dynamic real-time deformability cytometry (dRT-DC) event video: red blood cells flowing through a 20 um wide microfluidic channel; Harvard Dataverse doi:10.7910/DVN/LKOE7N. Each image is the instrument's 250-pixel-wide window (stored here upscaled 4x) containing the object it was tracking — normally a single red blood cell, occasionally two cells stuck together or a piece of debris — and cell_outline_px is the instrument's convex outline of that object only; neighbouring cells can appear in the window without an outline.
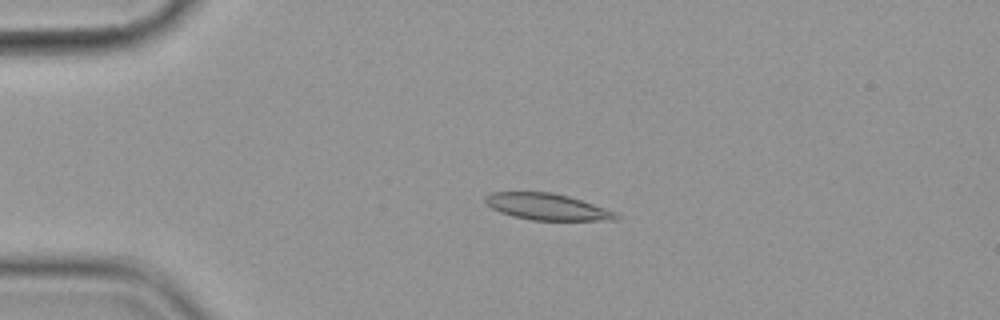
{"species": "common noctule bat (a hibernating species)", "species_latin": "Nyctalus noctula", "temperature_condition": "cold", "stored_images_in_passage": 3, "camera_frame_rate_fps": 3000, "um_per_image_px": 0.085, "animal": {"sex": "female", "body_mass_g": 19.9}, "frame": {"image": 1, "passage_image": 2, "time_ms": 1.667, "image_size_px": [1000, 320], "cell_outline_px": [[620, 216], [616, 220], [532, 220], [512, 216], [500, 212], [492, 208], [484, 200], [484, 196], [492, 192], [552, 192], [568, 196], [616, 212]], "centroid_in_image_um": [46.48, 17.57], "position_along_channel_um": 38.5, "area_um2": 20.0}}